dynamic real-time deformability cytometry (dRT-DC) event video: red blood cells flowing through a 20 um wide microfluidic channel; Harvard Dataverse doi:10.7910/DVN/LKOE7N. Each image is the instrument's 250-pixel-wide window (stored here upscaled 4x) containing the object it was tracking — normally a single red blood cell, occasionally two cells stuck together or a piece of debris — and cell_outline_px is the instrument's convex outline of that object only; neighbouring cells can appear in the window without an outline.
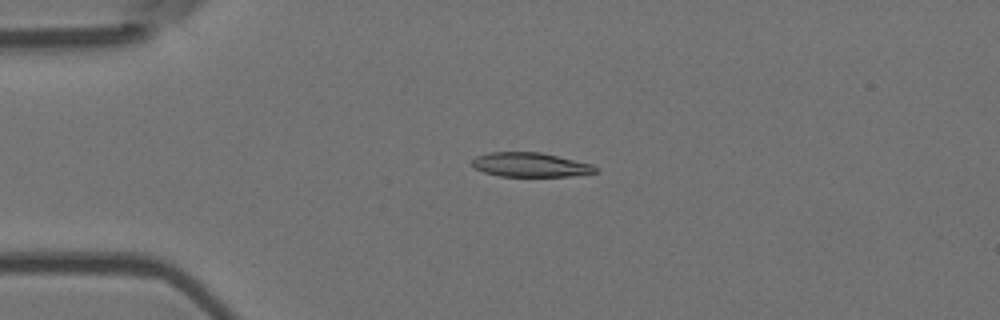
{"species": "Egyptian fruit bat (a non-hibernating species)", "species_latin": "Rousettus aegyptiacus", "temperature_condition": "room temperature", "stored_images_in_passage": 3, "camera_frame_rate_fps": 3000, "um_per_image_px": 0.085, "animal": {"sex": "female"}, "frame": {"image": 1, "passage_image": 1, "time_ms": 0.0, "image_size_px": [1000, 320], "cell_outline_px": [[596, 172], [572, 176], [500, 176], [484, 172], [472, 168], [472, 160], [476, 156], [488, 152], [540, 152], [592, 164], [596, 168]], "centroid_in_image_um": [45.02, 14.0], "position_along_channel_um": 40.0, "area_um2": 17.4}}
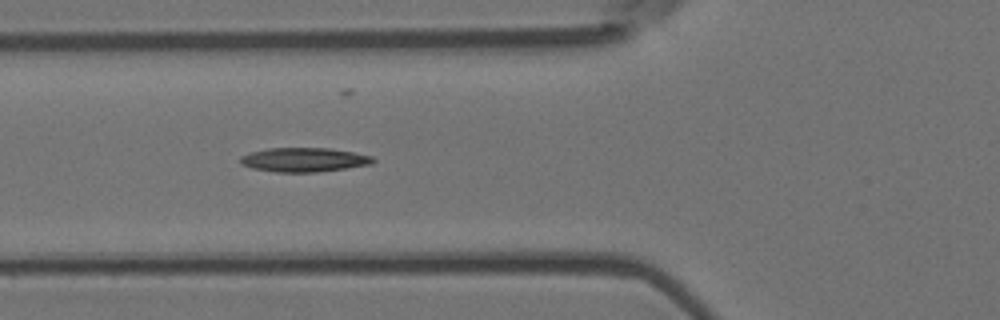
{"frame": {"image": 2, "passage_image": 3, "time_ms": 0.667, "image_size_px": [1000, 320], "cell_outline_px": [[376, 160], [372, 164], [316, 172], [276, 172], [252, 168], [240, 164], [240, 156], [252, 152], [268, 148], [328, 148], [352, 152], [372, 156]], "centroid_in_image_um": [25.82, 13.58], "position_along_channel_um": 100.0, "area_um2": 18.55}}